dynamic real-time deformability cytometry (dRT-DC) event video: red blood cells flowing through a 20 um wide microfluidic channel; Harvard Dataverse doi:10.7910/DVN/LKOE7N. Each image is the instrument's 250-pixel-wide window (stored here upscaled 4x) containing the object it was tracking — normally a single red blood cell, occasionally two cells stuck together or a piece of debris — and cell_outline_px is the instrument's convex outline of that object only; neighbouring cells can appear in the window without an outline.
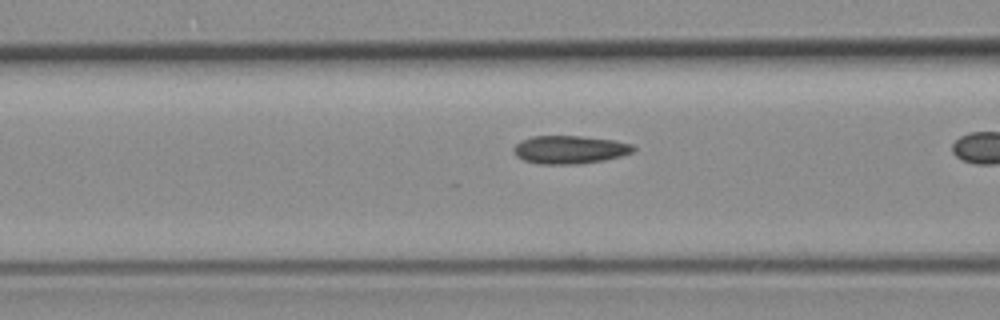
{"species": "common noctule bat (a hibernating species)", "species_latin": "Nyctalus noctula", "temperature_condition": "room temperature", "stored_images_in_passage": 23, "camera_frame_rate_fps": 3000, "um_per_image_px": 0.085, "animal": {"sex": "female", "body_mass_g": 19.3, "forearm_length_mm": 54.1}, "frame": {"image": 1, "passage_image": 19, "time_ms": 6.0, "image_size_px": [1000, 320], "cell_outline_px": [[636, 148], [632, 152], [620, 156], [604, 160], [580, 164], [536, 164], [524, 160], [516, 156], [512, 148], [520, 140], [532, 136], [580, 136], [612, 140], [632, 144]], "centroid_in_image_um": [48.39, 12.72], "position_along_channel_um": 118.2, "area_um2": 19.65}}
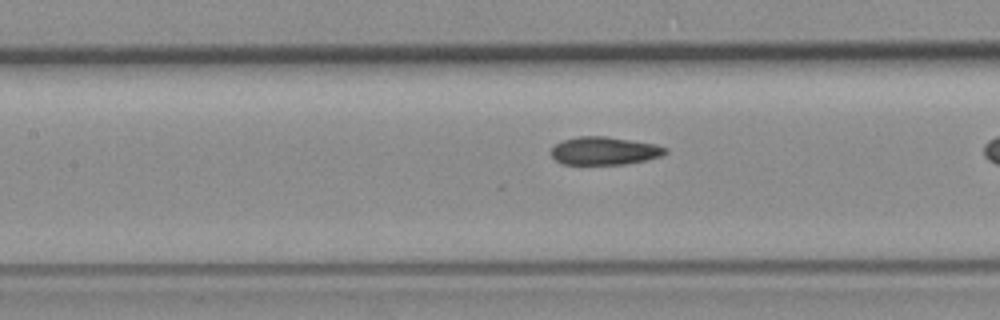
{"frame": {"image": 2, "passage_image": 22, "time_ms": 7.0, "image_size_px": [1000, 320], "cell_outline_px": [[668, 152], [664, 156], [648, 160], [624, 164], [560, 164], [552, 156], [552, 148], [556, 144], [564, 140], [576, 136], [604, 136], [656, 144], [668, 148]], "centroid_in_image_um": [51.42, 12.82], "position_along_channel_um": 156.0, "area_um2": 18.73}}